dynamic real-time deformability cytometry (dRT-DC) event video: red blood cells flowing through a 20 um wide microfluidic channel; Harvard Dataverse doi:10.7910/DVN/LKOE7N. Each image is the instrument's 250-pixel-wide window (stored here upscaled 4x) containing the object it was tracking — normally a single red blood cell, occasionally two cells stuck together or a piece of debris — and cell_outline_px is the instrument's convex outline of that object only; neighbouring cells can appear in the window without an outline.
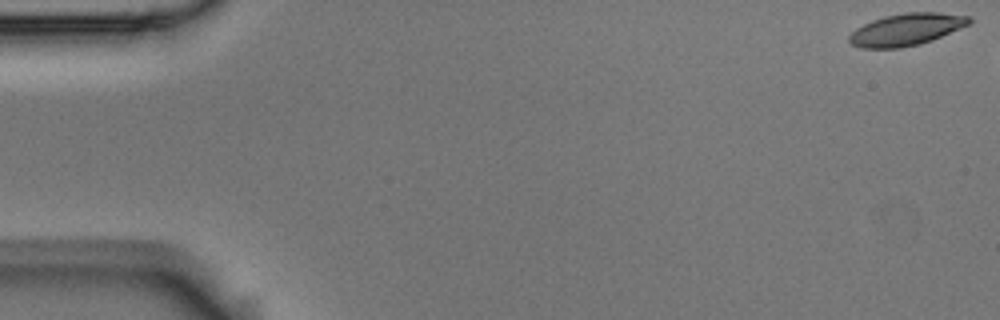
{"species": "Egyptian fruit bat (a non-hibernating species)", "species_latin": "Rousettus aegyptiacus", "temperature_condition": "room temperature", "stored_images_in_passage": 7, "camera_frame_rate_fps": 3000, "um_per_image_px": 0.085, "animal": {"sex": "male"}, "frame": {"image": 1, "passage_image": 1, "time_ms": 0.0, "image_size_px": [1000, 320], "cell_outline_px": [[972, 24], [932, 40], [920, 44], [900, 48], [860, 48], [852, 44], [848, 40], [848, 36], [856, 28], [872, 20], [884, 16], [904, 12], [936, 12], [972, 16]], "centroid_in_image_um": [77.07, 2.5], "position_along_channel_um": 7.9, "area_um2": 22.66}}